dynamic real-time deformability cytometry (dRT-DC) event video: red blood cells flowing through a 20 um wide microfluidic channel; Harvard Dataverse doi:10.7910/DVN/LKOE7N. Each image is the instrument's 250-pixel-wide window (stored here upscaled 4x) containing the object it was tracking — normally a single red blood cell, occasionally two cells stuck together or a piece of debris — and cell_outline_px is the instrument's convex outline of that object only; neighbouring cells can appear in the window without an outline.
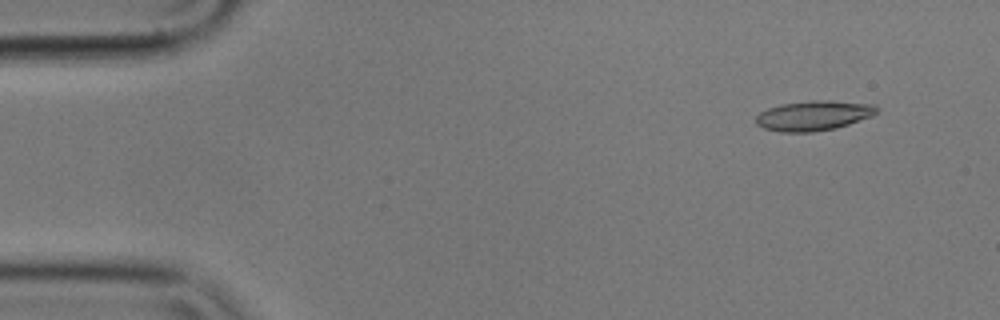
{"species": "common noctule bat (a hibernating species)", "species_latin": "Nyctalus noctula", "temperature_condition": "cold", "stored_images_in_passage": 56, "camera_frame_rate_fps": 3000, "um_per_image_px": 0.085, "animal": {"sex": "male", "body_mass_g": 17.9}, "frame": {"image": 1, "passage_image": 5, "time_ms": 1.333, "image_size_px": [1000, 320], "cell_outline_px": [[880, 108], [872, 116], [836, 128], [812, 132], [780, 132], [764, 128], [756, 124], [756, 116], [760, 112], [768, 108], [780, 104], [812, 100], [828, 100], [876, 104]], "centroid_in_image_um": [69.17, 9.82], "position_along_channel_um": 15.8, "area_um2": 21.15}}
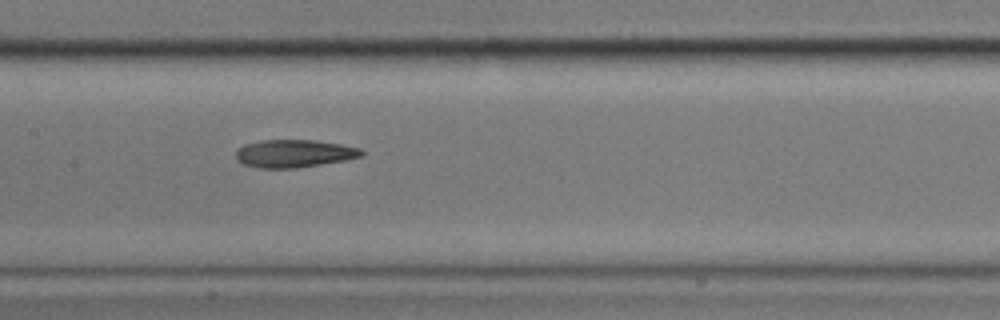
{"frame": {"image": 2, "passage_image": 27, "time_ms": 8.667, "image_size_px": [1000, 320], "cell_outline_px": [[364, 156], [348, 160], [296, 168], [260, 168], [244, 164], [236, 160], [236, 148], [244, 144], [260, 140], [316, 140], [340, 144], [360, 148], [364, 152]], "centroid_in_image_um": [25.01, 13.04], "position_along_channel_um": 182.4, "area_um2": 20.58}}
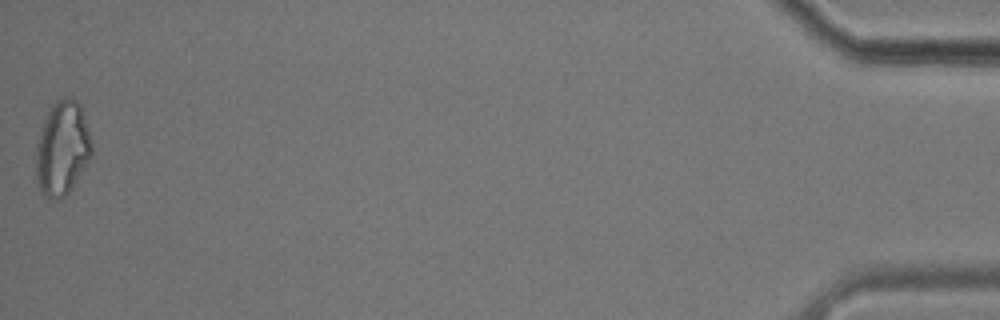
{"frame": {"image": 3, "passage_image": 56, "time_ms": 18.333, "image_size_px": [1000, 320], "cell_outline_px": [[92, 156], [68, 192], [60, 200], [48, 200], [44, 196], [36, 180], [36, 144], [44, 120], [48, 112], [56, 100], [64, 96], [72, 96], [80, 104], [92, 140]], "centroid_in_image_um": [5.29, 12.6], "position_along_channel_um": 429.9, "area_um2": 30.75}, "authors_computed_cell_mechanics": {"area_um2": 20.8658, "velocity_mm_per_s": 3.5488, "shape_relaxation_time_tau1_ms": null, "shape_relaxation_time_tau2_ms": 6.323, "deformation_change_tau1": null, "deformation_change_tau2": 0.1785}}